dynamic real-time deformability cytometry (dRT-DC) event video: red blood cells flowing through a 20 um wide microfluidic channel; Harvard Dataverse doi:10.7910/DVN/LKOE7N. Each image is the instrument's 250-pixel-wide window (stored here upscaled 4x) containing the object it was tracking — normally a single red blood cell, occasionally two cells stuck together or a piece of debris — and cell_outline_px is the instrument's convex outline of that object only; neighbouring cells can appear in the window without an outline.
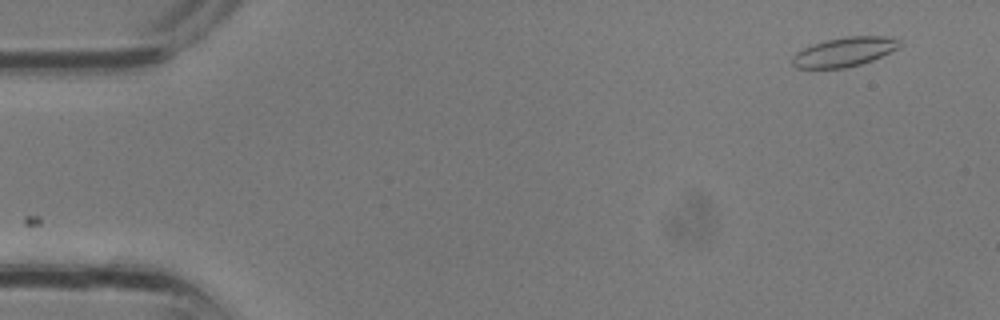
{"species": "common noctule bat (a hibernating species)", "species_latin": "Nyctalus noctula", "temperature_condition": "room temperature", "stored_images_in_passage": 3, "camera_frame_rate_fps": 3000, "um_per_image_px": 0.085, "animal": {"sex": "male", "body_mass_g": 13.3}, "frame": {"image": 1, "passage_image": 1, "time_ms": 0.0, "image_size_px": [1000, 320], "cell_outline_px": [[900, 44], [896, 48], [872, 60], [848, 68], [796, 68], [792, 64], [792, 56], [796, 52], [812, 44], [844, 36], [884, 36], [900, 40]], "centroid_in_image_um": [71.71, 4.41], "position_along_channel_um": 13.3, "area_um2": 18.09}}